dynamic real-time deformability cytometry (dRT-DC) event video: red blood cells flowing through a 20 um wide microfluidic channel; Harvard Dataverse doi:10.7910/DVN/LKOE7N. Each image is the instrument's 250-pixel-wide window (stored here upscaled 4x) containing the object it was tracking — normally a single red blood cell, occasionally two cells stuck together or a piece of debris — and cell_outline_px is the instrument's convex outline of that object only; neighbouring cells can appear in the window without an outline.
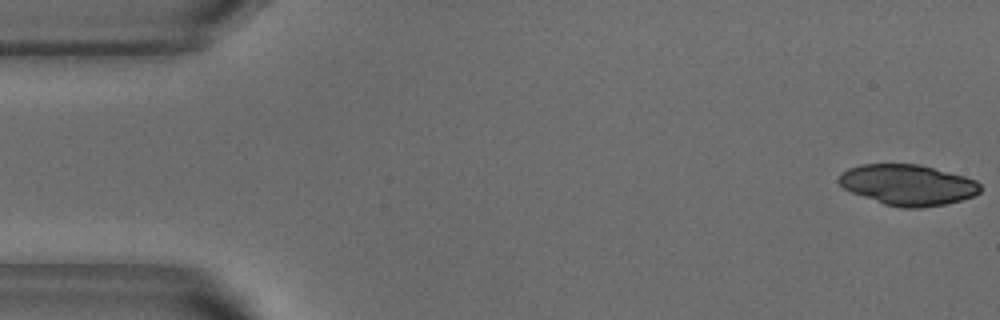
{"species": "common noctule bat (a hibernating species)", "species_latin": "Nyctalus noctula", "temperature_condition": "warm", "stored_images_in_passage": 51, "camera_frame_rate_fps": 3000, "um_per_image_px": 0.085, "animal": {"sex": "male", "body_mass_g": 18.8}, "frame": {"image": 1, "passage_image": 1, "time_ms": 0.0, "image_size_px": [1000, 320], "cell_outline_px": [[980, 192], [972, 196], [960, 200], [944, 204], [920, 208], [904, 208], [884, 204], [852, 192], [844, 188], [836, 180], [848, 168], [860, 164], [920, 164], [964, 176], [976, 180], [980, 184]], "centroid_in_image_um": [77.16, 15.71], "position_along_channel_um": 7.8, "area_um2": 33.35}}